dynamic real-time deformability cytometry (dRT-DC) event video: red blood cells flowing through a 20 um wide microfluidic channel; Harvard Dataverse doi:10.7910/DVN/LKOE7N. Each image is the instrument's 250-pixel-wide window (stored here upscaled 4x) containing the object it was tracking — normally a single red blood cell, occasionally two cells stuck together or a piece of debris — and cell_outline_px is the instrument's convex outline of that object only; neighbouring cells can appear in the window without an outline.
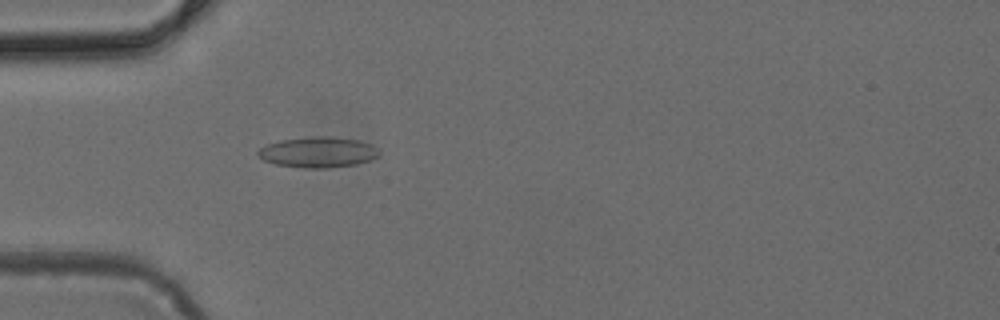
{"species": "common noctule bat (a hibernating species)", "species_latin": "Nyctalus noctula", "temperature_condition": "cold", "stored_images_in_passage": 37, "camera_frame_rate_fps": 3000, "um_per_image_px": 0.085, "animal": {"sex": "female", "body_mass_g": 24.6, "forearm_length_mm": 56.2}, "frame": {"image": 1, "passage_image": 3, "time_ms": 0.667, "image_size_px": [1000, 320], "cell_outline_px": [[380, 156], [356, 164], [328, 168], [304, 168], [276, 164], [264, 160], [256, 156], [256, 152], [260, 148], [268, 144], [280, 140], [316, 136], [332, 136], [360, 140], [372, 144], [380, 152]], "centroid_in_image_um": [27.04, 12.93], "position_along_channel_um": 58.0, "area_um2": 21.73}}
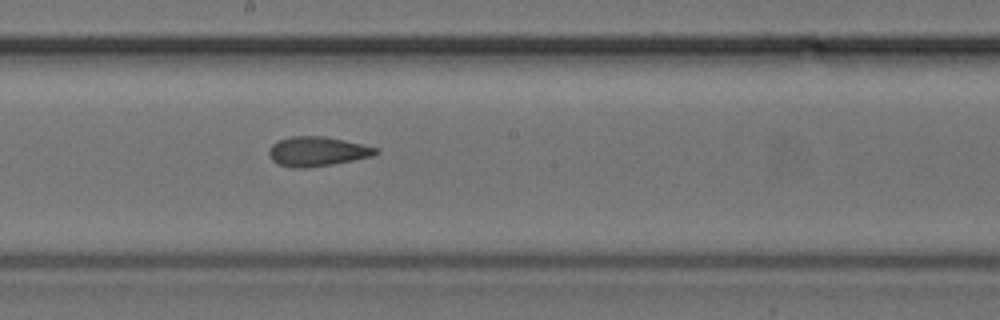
{"frame": {"image": 2, "passage_image": 15, "time_ms": 4.667, "image_size_px": [1000, 320], "cell_outline_px": [[380, 152], [372, 156], [332, 164], [308, 168], [292, 168], [280, 164], [272, 160], [268, 152], [272, 144], [280, 140], [292, 136], [324, 136], [344, 140], [380, 148]], "centroid_in_image_um": [26.99, 12.87], "position_along_channel_um": 221.2, "area_um2": 18.32}}
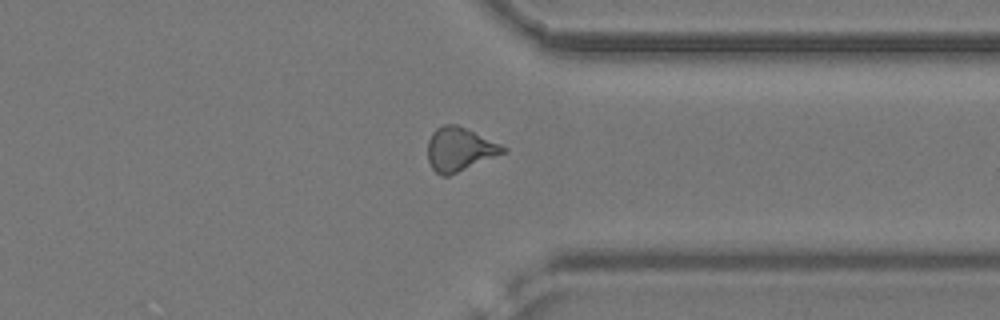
{"frame": {"image": 3, "passage_image": 26, "time_ms": 8.333, "image_size_px": [1000, 320], "cell_outline_px": [[508, 152], [448, 176], [440, 176], [432, 168], [428, 160], [428, 140], [432, 132], [436, 128], [444, 124], [456, 124], [500, 144], [508, 148]], "centroid_in_image_um": [39.06, 12.7], "position_along_channel_um": 372.3, "area_um2": 19.19}}